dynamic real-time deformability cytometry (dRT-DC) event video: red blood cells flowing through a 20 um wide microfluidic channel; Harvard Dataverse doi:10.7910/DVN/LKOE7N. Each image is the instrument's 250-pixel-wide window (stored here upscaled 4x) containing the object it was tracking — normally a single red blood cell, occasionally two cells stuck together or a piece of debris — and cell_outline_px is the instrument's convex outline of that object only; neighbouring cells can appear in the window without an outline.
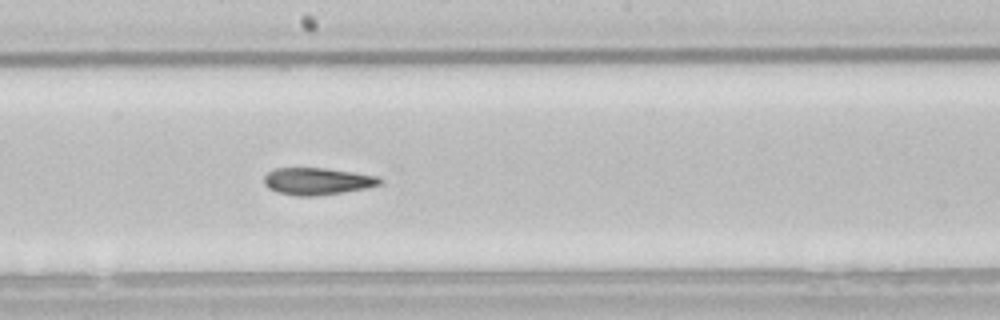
{"species": "common noctule bat (a hibernating species)", "species_latin": "Nyctalus noctula", "temperature_condition": "room temperature", "stored_images_in_passage": 45, "camera_frame_rate_fps": 3000, "um_per_image_px": 0.085, "animal": {"sex": "male", "body_mass_g": 21.5, "forearm_length_mm": 52.0}, "frame": {"image": 1, "passage_image": 20, "time_ms": 6.333, "image_size_px": [1000, 320], "cell_outline_px": [[380, 184], [364, 188], [316, 196], [296, 196], [280, 192], [268, 188], [264, 184], [264, 176], [268, 172], [276, 168], [324, 168], [352, 172], [376, 176], [380, 180]], "centroid_in_image_um": [26.9, 15.4], "position_along_channel_um": 221.3, "area_um2": 17.86}}
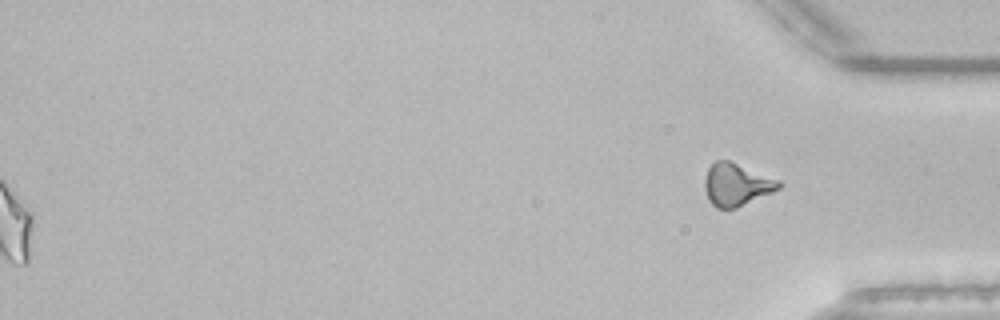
{"frame": {"image": 2, "passage_image": 45, "time_ms": 14.667, "image_size_px": [1000, 320], "cell_outline_px": [[784, 184], [780, 188], [772, 192], [736, 208], [716, 208], [708, 200], [704, 188], [704, 180], [708, 168], [716, 160], [728, 160], [780, 180]], "centroid_in_image_um": [62.6, 15.69], "position_along_channel_um": 372.6, "area_um2": 18.32}, "authors_computed_cell_mechanics": {"area_um2": 18.785, "velocity_mm_per_s": 3.8668, "shape_relaxation_time_tau1_ms": null, "shape_relaxation_time_tau2_ms": 4.9606, "deformation_change_tau1": null, "deformation_change_tau2": 0.1252}}